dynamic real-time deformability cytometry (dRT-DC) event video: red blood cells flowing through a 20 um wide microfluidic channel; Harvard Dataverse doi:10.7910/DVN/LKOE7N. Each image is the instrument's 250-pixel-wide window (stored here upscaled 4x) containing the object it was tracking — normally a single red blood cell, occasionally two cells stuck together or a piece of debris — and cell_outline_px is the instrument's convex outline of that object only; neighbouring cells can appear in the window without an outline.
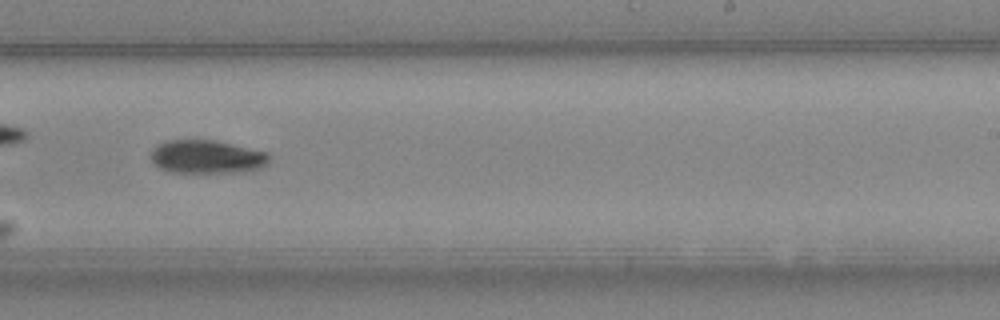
{"species": "Egyptian fruit bat (a non-hibernating species)", "species_latin": "Rousettus aegyptiacus", "temperature_condition": "cold", "stored_images_in_passage": 42, "camera_frame_rate_fps": 3000, "um_per_image_px": 0.085, "animal": {"sex": "female"}, "frame": {"image": 1, "passage_image": 24, "time_ms": 7.667, "image_size_px": [1000, 320], "cell_outline_px": [[268, 160], [260, 168], [232, 172], [176, 172], [160, 168], [152, 160], [152, 152], [160, 144], [168, 140], [216, 140], [268, 152]], "centroid_in_image_um": [17.6, 13.31], "position_along_channel_um": 271.4, "area_um2": 22.43}}
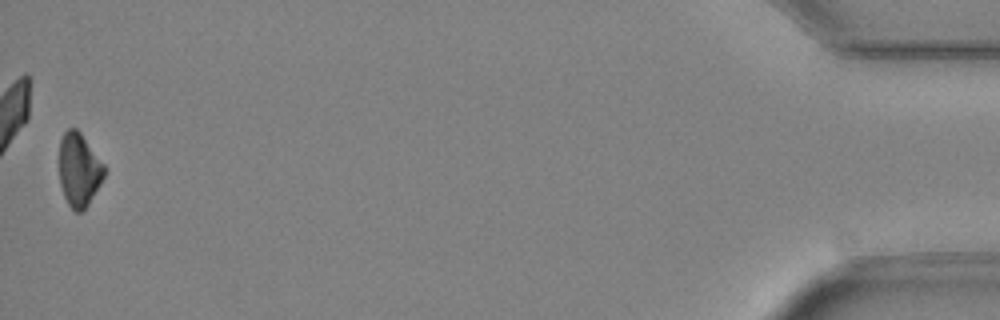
{"frame": {"image": 2, "passage_image": 42, "time_ms": 13.667, "image_size_px": [1000, 320], "cell_outline_px": [[104, 176], [100, 184], [88, 204], [80, 212], [76, 212], [68, 204], [64, 196], [60, 184], [60, 140], [64, 132], [68, 128], [76, 128], [80, 132], [104, 164]], "centroid_in_image_um": [6.71, 14.42], "position_along_channel_um": 428.5, "area_um2": 18.96}}